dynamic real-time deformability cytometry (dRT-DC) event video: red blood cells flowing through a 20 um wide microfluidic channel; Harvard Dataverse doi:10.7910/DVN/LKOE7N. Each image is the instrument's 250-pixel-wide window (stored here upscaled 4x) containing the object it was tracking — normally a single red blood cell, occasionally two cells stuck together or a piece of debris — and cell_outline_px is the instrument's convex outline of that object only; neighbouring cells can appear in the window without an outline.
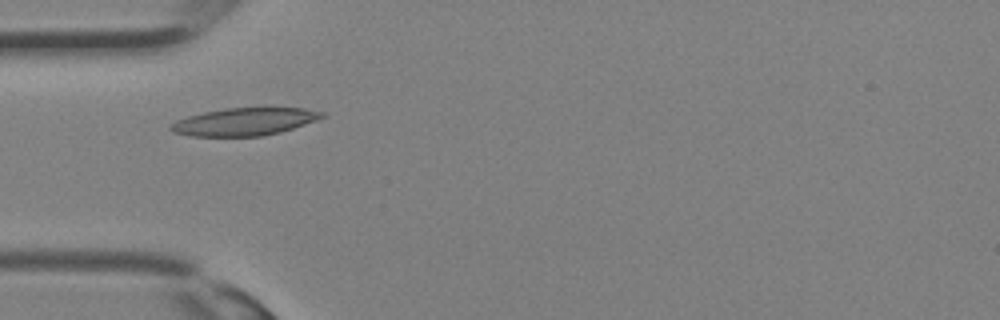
{"species": "Egyptian fruit bat (a non-hibernating species)", "species_latin": "Rousettus aegyptiacus", "temperature_condition": "room temperature", "stored_images_in_passage": 30, "camera_frame_rate_fps": 3000, "um_per_image_px": 0.085, "animal": {"sex": "female"}, "frame": {"image": 1, "passage_image": 8, "time_ms": 2.333, "image_size_px": [1000, 320], "cell_outline_px": [[328, 116], [280, 132], [260, 136], [192, 136], [172, 132], [168, 128], [176, 120], [188, 116], [204, 112], [224, 108], [304, 108], [324, 112]], "centroid_in_image_um": [20.77, 10.34], "position_along_channel_um": 64.2, "area_um2": 24.22}}
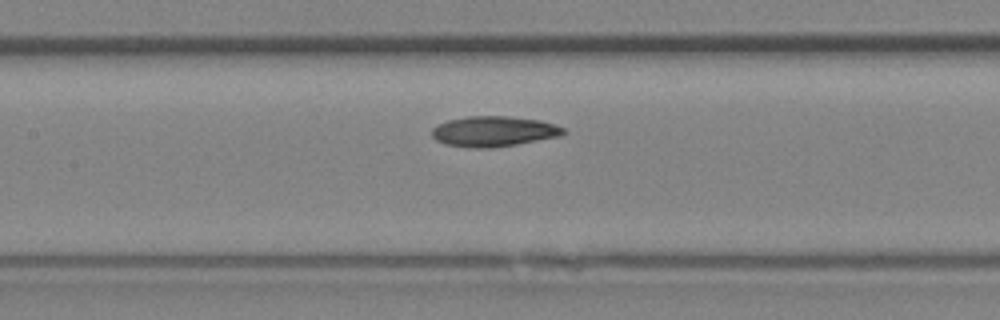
{"frame": {"image": 2, "passage_image": 13, "time_ms": 4.0, "image_size_px": [1000, 320], "cell_outline_px": [[568, 132], [560, 136], [516, 144], [488, 148], [468, 148], [444, 144], [436, 140], [432, 136], [432, 128], [436, 124], [448, 120], [468, 116], [508, 116], [540, 120], [556, 124], [564, 128]], "centroid_in_image_um": [41.96, 11.16], "position_along_channel_um": 165.4, "area_um2": 23.47}}
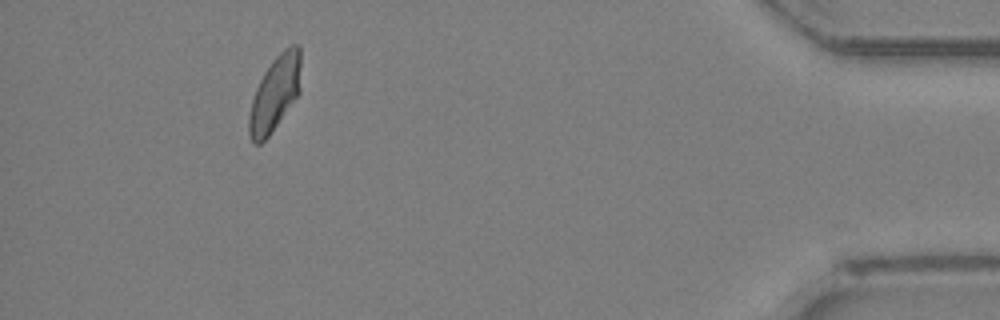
{"frame": {"image": 3, "passage_image": 28, "time_ms": 9.0, "image_size_px": [1000, 320], "cell_outline_px": [[300, 92], [268, 136], [260, 144], [252, 144], [248, 132], [248, 116], [252, 100], [256, 88], [264, 72], [272, 60], [284, 48], [292, 44], [300, 44]], "centroid_in_image_um": [23.36, 7.93], "position_along_channel_um": 411.8, "area_um2": 22.6}}